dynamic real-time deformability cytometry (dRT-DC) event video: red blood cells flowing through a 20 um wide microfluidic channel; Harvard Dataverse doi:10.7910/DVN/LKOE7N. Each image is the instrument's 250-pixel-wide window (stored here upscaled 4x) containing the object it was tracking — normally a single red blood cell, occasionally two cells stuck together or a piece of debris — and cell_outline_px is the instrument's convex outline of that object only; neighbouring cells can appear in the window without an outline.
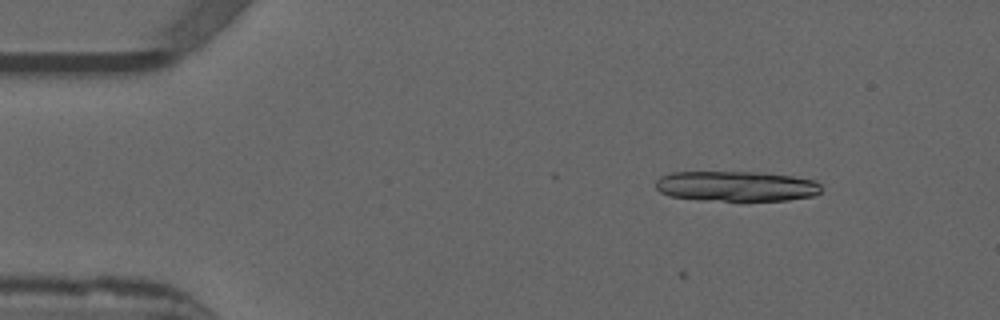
{"species": "common noctule bat (a hibernating species)", "species_latin": "Nyctalus noctula", "temperature_condition": "warm", "stored_images_in_passage": 2, "camera_frame_rate_fps": 3000, "um_per_image_px": 0.085, "animal": {"sex": "male", "forearm_length_mm": 52.5}, "frame": {"image": 1, "passage_image": 2, "time_ms": 0.333, "image_size_px": [1000, 320], "cell_outline_px": [[820, 192], [812, 196], [788, 200], [704, 200], [668, 196], [660, 192], [656, 188], [656, 180], [660, 176], [672, 172], [760, 172], [792, 176], [816, 180], [820, 184]], "centroid_in_image_um": [62.56, 15.82], "position_along_channel_um": 22.4, "area_um2": 29.19}}